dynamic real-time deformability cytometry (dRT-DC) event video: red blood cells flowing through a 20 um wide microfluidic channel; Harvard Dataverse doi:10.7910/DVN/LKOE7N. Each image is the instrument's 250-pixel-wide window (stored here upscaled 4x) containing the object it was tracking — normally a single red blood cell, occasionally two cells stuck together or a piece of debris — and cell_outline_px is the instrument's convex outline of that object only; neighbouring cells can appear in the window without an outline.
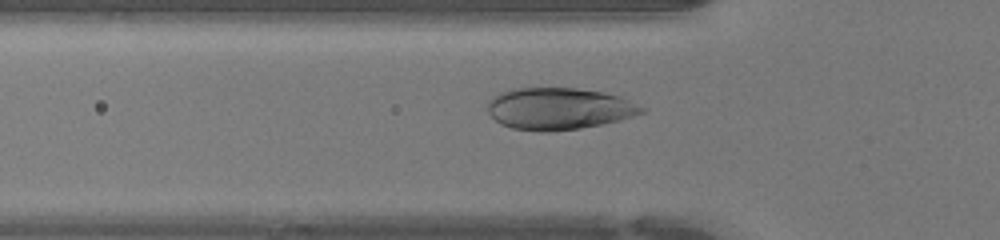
{"species": "human", "species_latin": "Homo sapiens", "temperature_condition": "warm", "stored_images_in_passage": 34, "camera_frame_rate_fps": 3000, "um_per_image_px": 0.085, "donor": {"sex": "female"}, "frame": {"image": 1, "passage_image": 8, "time_ms": 2.333, "image_size_px": [1000, 240], "cell_outline_px": [[648, 108], [644, 112], [620, 120], [580, 128], [548, 132], [540, 132], [512, 128], [500, 124], [488, 112], [488, 100], [492, 96], [500, 92], [512, 88], [576, 88], [600, 92], [620, 96]], "centroid_in_image_um": [47.49, 9.23], "position_along_channel_um": 78.3, "area_um2": 37.69}}
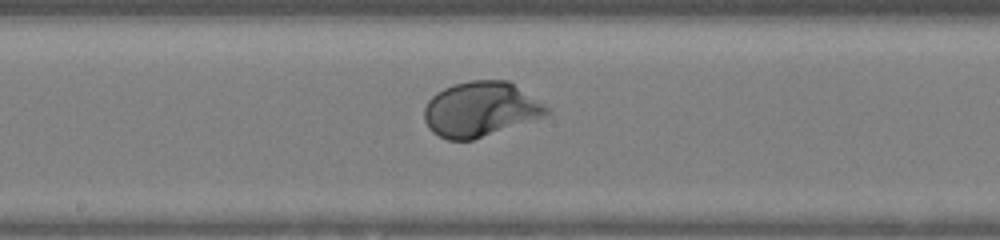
{"frame": {"image": 2, "passage_image": 17, "time_ms": 5.333, "image_size_px": [1000, 240], "cell_outline_px": [[548, 116], [472, 140], [448, 140], [432, 132], [428, 128], [424, 120], [424, 108], [428, 100], [436, 92], [452, 84], [472, 80], [508, 80], [544, 104], [548, 108]], "centroid_in_image_um": [40.83, 9.29], "position_along_channel_um": 207.4, "area_um2": 39.25}}
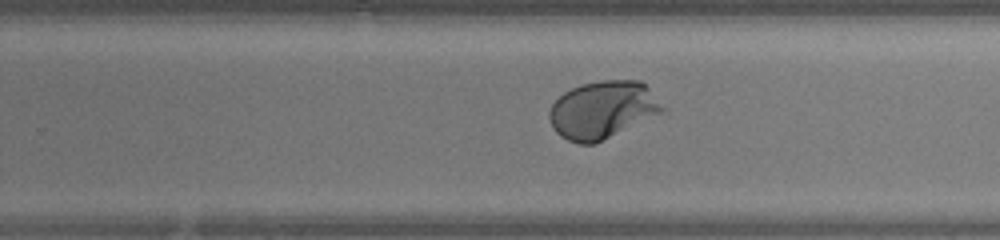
{"frame": {"image": 3, "passage_image": 22, "time_ms": 7.0, "image_size_px": [1000, 240], "cell_outline_px": [[664, 112], [592, 144], [580, 144], [568, 140], [560, 136], [552, 128], [548, 116], [548, 112], [552, 104], [564, 92], [580, 84], [600, 80], [640, 80], [648, 88], [664, 108]], "centroid_in_image_um": [51.17, 9.32], "position_along_channel_um": 278.6, "area_um2": 37.57}, "authors_computed_cell_mechanics": {"area_um2": 38.4659, "velocity_mm_per_s": 4.2866, "shape_relaxation_time_tau1_ms": 2.1845, "shape_relaxation_time_tau2_ms": null, "deformation_change_tau1": 0.1671, "deformation_change_tau2": null}}